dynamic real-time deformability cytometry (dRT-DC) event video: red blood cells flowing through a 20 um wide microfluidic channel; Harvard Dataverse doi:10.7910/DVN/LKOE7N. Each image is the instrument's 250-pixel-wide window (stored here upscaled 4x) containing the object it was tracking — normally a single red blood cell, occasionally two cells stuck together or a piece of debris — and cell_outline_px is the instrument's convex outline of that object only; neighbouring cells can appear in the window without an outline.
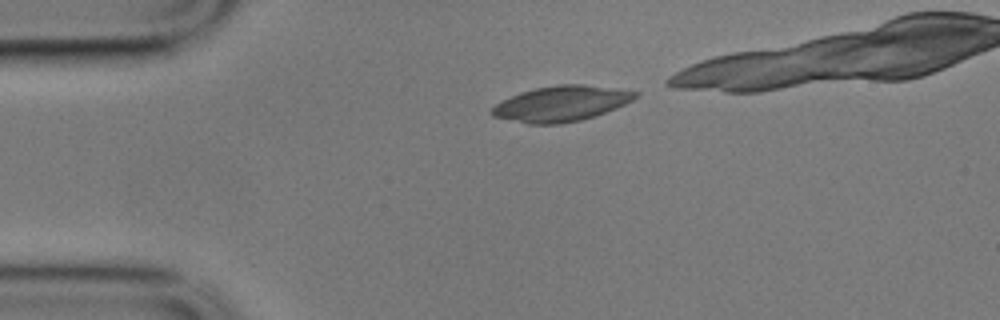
{"species": "common noctule bat (a hibernating species)", "species_latin": "Nyctalus noctula", "temperature_condition": "cold", "stored_images_in_passage": 2, "camera_frame_rate_fps": 3000, "um_per_image_px": 0.085, "animal": {"sex": "male", "body_mass_g": 17.9}, "frame": {"image": 1, "passage_image": 1, "time_ms": 0.0, "image_size_px": [1000, 320], "cell_outline_px": [[640, 96], [616, 108], [580, 120], [560, 124], [528, 124], [492, 116], [488, 112], [496, 104], [520, 92], [536, 88], [556, 84], [580, 84], [640, 92]], "centroid_in_image_um": [47.68, 8.81], "position_along_channel_um": 37.3, "area_um2": 29.36}}